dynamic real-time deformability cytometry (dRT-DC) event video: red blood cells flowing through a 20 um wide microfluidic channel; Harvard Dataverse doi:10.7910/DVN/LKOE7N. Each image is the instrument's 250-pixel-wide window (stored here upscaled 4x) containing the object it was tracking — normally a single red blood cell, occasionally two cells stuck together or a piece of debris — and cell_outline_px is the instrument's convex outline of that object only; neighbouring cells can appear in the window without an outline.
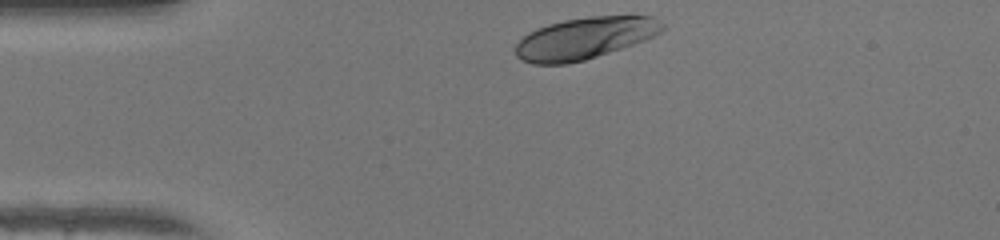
{"species": "human", "species_latin": "Homo sapiens", "temperature_condition": "warm", "stored_images_in_passage": 30, "camera_frame_rate_fps": 3000, "um_per_image_px": 0.085, "donor": {"sex": "female"}, "frame": {"image": 1, "passage_image": 1, "time_ms": 0.0, "image_size_px": [1000, 240], "cell_outline_px": [[668, 28], [644, 40], [584, 60], [568, 64], [532, 64], [520, 60], [516, 56], [516, 44], [528, 32], [536, 28], [548, 24], [564, 20], [588, 16], [652, 16], [664, 24]], "centroid_in_image_um": [49.67, 3.25], "position_along_channel_um": 35.3, "area_um2": 35.6}}
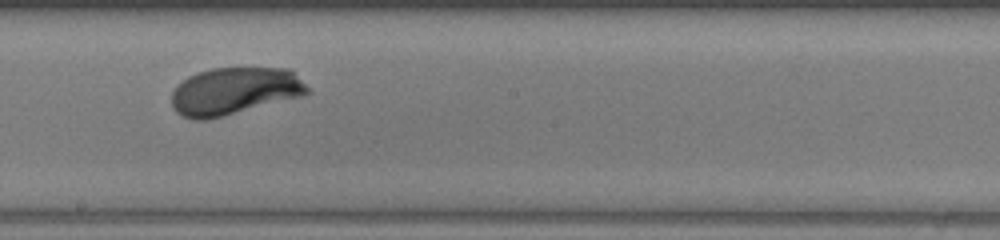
{"frame": {"image": 2, "passage_image": 18, "time_ms": 5.667, "image_size_px": [1000, 240], "cell_outline_px": [[312, 92], [300, 96], [208, 120], [192, 120], [176, 112], [172, 108], [172, 92], [188, 76], [196, 72], [212, 68], [292, 68]], "centroid_in_image_um": [19.93, 7.73], "position_along_channel_um": 228.3, "area_um2": 37.45}}
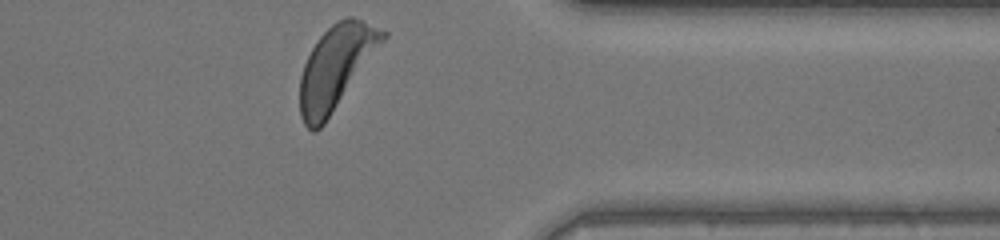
{"frame": {"image": 3, "passage_image": 30, "time_ms": 9.667, "image_size_px": [1000, 240], "cell_outline_px": [[388, 36], [324, 124], [316, 132], [312, 132], [304, 124], [300, 116], [300, 76], [304, 64], [316, 40], [336, 20], [348, 16], [352, 16], [388, 32]], "centroid_in_image_um": [28.54, 5.71], "position_along_channel_um": 382.9, "area_um2": 39.94}, "authors_computed_cell_mechanics": {"area_um2": 36.7897, "velocity_mm_per_s": 4.1854, "shape_relaxation_time_tau1_ms": 1.5027, "shape_relaxation_time_tau2_ms": null, "deformation_change_tau1": 0.142, "deformation_change_tau2": null}}